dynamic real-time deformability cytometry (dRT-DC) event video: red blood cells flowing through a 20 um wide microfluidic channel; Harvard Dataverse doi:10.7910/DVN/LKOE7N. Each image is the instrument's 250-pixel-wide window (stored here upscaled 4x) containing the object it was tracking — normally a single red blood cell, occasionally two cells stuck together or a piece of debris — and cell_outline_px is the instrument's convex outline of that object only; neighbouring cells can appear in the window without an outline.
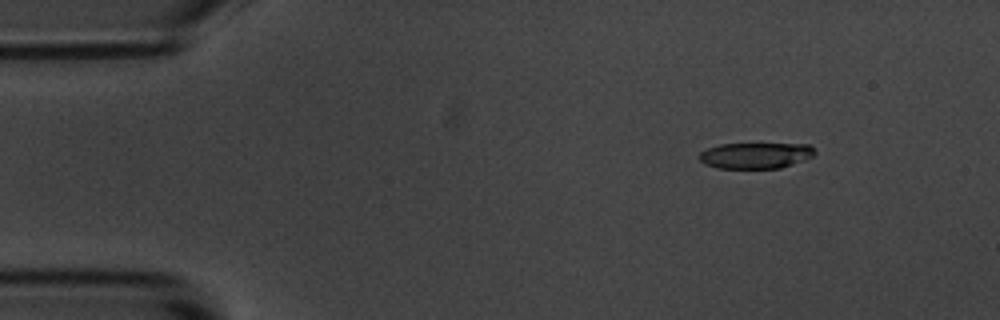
{"species": "common noctule bat (a hibernating species)", "species_latin": "Nyctalus noctula", "temperature_condition": "room temperature", "stored_images_in_passage": 49, "camera_frame_rate_fps": 3000, "um_per_image_px": 0.085, "animal": {"sex": "male", "body_mass_g": 20.1, "forearm_length_mm": 53.5}, "frame": {"image": 1, "passage_image": 1, "time_ms": 0.0, "image_size_px": [1000, 320], "cell_outline_px": [[816, 152], [812, 156], [804, 160], [780, 168], [720, 168], [704, 164], [696, 156], [700, 152], [708, 148], [720, 144], [808, 144]], "centroid_in_image_um": [64.19, 13.21], "position_along_channel_um": 20.8, "area_um2": 17.4}}
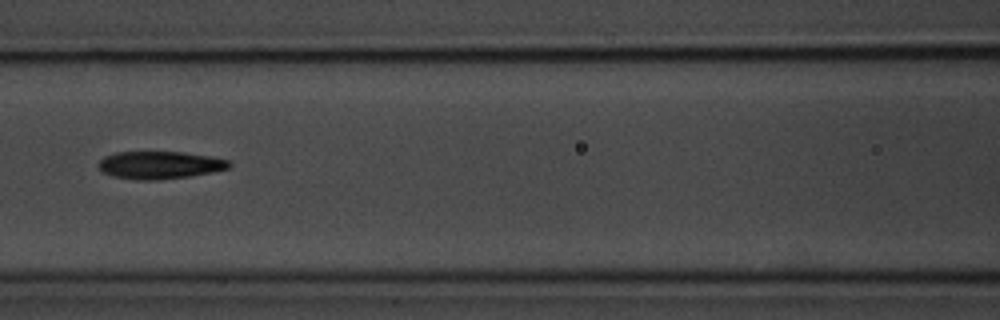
{"frame": {"image": 2, "passage_image": 18, "time_ms": 5.667, "image_size_px": [1000, 320], "cell_outline_px": [[232, 164], [228, 168], [212, 172], [188, 176], [160, 180], [136, 180], [112, 176], [100, 172], [96, 164], [104, 156], [116, 152], [184, 152], [212, 156], [228, 160]], "centroid_in_image_um": [13.53, 14.03], "position_along_channel_um": 153.1, "area_um2": 21.27}}
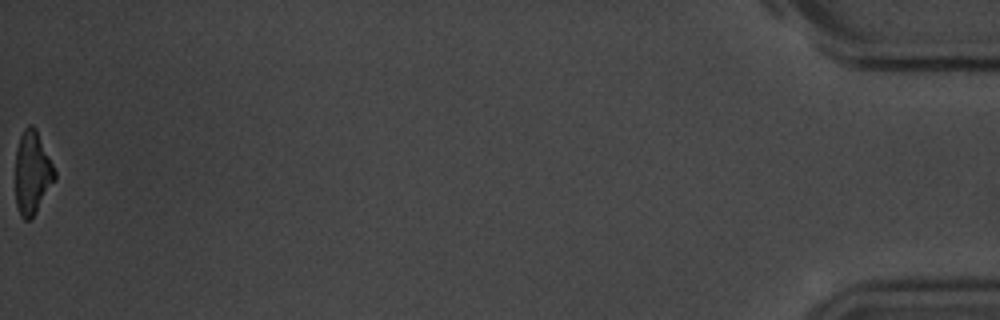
{"frame": {"image": 3, "passage_image": 49, "time_ms": 16.0, "image_size_px": [1000, 320], "cell_outline_px": [[56, 180], [36, 212], [28, 220], [24, 220], [20, 216], [16, 208], [16, 148], [20, 136], [24, 128], [28, 124], [32, 124], [36, 128], [56, 172]], "centroid_in_image_um": [2.74, 14.68], "position_along_channel_um": 432.5, "area_um2": 19.13}, "authors_computed_cell_mechanics": {"area_um2": 20.4612, "velocity_mm_per_s": 3.6885, "shape_relaxation_time_tau1_ms": 3.0187, "shape_relaxation_time_tau2_ms": 2.376, "deformation_change_tau1": 0.1659, "deformation_change_tau2": 0.111}}